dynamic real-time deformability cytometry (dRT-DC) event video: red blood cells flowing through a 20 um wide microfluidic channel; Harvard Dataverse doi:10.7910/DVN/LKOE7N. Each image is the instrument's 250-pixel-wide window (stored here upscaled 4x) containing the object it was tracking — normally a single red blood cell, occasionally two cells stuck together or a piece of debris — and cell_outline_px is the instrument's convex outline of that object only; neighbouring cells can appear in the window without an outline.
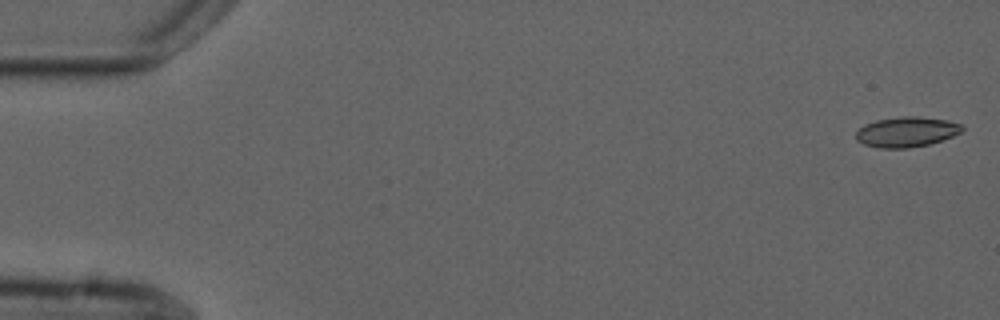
{"species": "common noctule bat (a hibernating species)", "species_latin": "Nyctalus noctula", "temperature_condition": "cold", "stored_images_in_passage": 5, "camera_frame_rate_fps": 3000, "um_per_image_px": 0.085, "animal": {"sex": "male", "forearm_length_mm": 52.5}, "frame": {"image": 1, "passage_image": 1, "time_ms": 0.0, "image_size_px": [1000, 320], "cell_outline_px": [[964, 128], [960, 132], [952, 136], [928, 144], [908, 148], [880, 148], [864, 144], [856, 140], [856, 132], [864, 124], [876, 120], [900, 116], [916, 116], [948, 120], [960, 124]], "centroid_in_image_um": [77.02, 11.2], "position_along_channel_um": 8.0, "area_um2": 18.55}}